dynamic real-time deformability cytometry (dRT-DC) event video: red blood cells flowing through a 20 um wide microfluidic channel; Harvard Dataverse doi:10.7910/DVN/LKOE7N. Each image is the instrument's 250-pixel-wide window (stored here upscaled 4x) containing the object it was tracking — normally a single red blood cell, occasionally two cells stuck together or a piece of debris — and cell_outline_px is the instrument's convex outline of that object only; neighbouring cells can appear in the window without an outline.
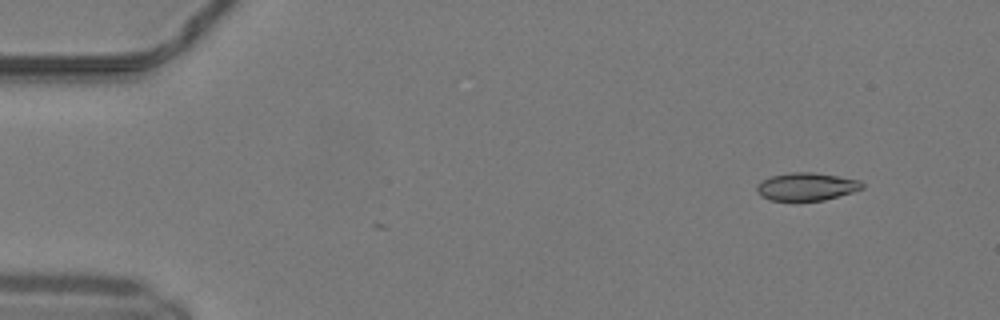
{"species": "common noctule bat (a hibernating species)", "species_latin": "Nyctalus noctula", "temperature_condition": "warm", "stored_images_in_passage": 2, "camera_frame_rate_fps": 3000, "um_per_image_px": 0.085, "animal": {"sex": "male", "body_mass_g": 19.2, "forearm_length_mm": 51.8}, "frame": {"image": 1, "passage_image": 2, "time_ms": 0.333, "image_size_px": [1000, 320], "cell_outline_px": [[864, 188], [852, 192], [824, 200], [768, 200], [760, 196], [756, 192], [756, 184], [760, 180], [768, 176], [788, 172], [812, 172], [860, 180], [864, 184]], "centroid_in_image_um": [68.48, 15.85], "position_along_channel_um": 16.5, "area_um2": 17.28}}